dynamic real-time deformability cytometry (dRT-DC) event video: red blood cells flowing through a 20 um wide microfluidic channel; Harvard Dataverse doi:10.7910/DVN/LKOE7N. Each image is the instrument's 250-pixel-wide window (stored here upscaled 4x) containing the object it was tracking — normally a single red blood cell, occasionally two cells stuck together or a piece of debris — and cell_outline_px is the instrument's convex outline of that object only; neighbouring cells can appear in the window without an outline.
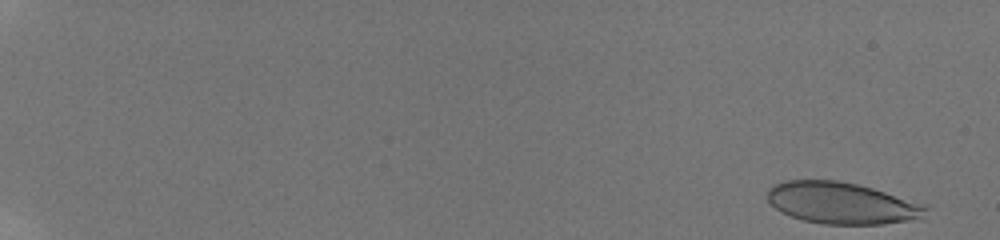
{"species": "human", "species_latin": "Homo sapiens", "temperature_condition": "room temperature", "stored_images_in_passage": 18, "camera_frame_rate_fps": 3000, "um_per_image_px": 0.085, "donor": {"sex": "male"}, "frame": {"image": 1, "passage_image": 1, "time_ms": 0.0, "image_size_px": [1000, 240], "cell_outline_px": [[928, 208], [924, 220], [884, 224], [824, 224], [804, 220], [780, 212], [768, 200], [768, 188], [772, 184], [784, 180], [840, 180], [872, 188], [928, 204]], "centroid_in_image_um": [71.64, 17.27], "position_along_channel_um": 13.4, "area_um2": 39.02}}